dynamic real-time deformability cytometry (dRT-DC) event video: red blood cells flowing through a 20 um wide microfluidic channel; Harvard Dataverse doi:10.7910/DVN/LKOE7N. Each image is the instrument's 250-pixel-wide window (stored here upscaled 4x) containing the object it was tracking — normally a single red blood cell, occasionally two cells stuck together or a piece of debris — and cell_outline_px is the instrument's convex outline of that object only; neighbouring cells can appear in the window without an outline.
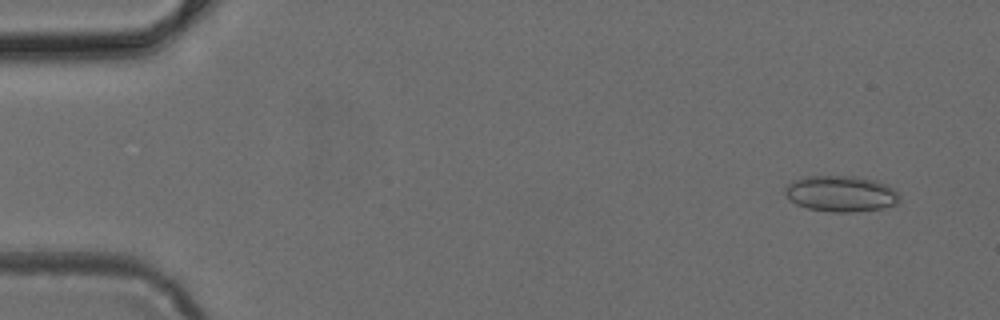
{"species": "common noctule bat (a hibernating species)", "species_latin": "Nyctalus noctula", "temperature_condition": "cold", "stored_images_in_passage": 7, "camera_frame_rate_fps": 3000, "um_per_image_px": 0.085, "animal": {"sex": "female", "body_mass_g": 24.6, "forearm_length_mm": 56.2}, "frame": {"image": 1, "passage_image": 3, "time_ms": 0.667, "image_size_px": [1000, 320], "cell_outline_px": [[900, 200], [896, 204], [884, 208], [852, 212], [832, 212], [808, 208], [796, 204], [784, 192], [784, 188], [788, 184], [796, 180], [808, 176], [856, 176], [876, 180], [888, 184], [900, 196]], "centroid_in_image_um": [71.52, 16.46], "position_along_channel_um": 13.5, "area_um2": 23.99}}